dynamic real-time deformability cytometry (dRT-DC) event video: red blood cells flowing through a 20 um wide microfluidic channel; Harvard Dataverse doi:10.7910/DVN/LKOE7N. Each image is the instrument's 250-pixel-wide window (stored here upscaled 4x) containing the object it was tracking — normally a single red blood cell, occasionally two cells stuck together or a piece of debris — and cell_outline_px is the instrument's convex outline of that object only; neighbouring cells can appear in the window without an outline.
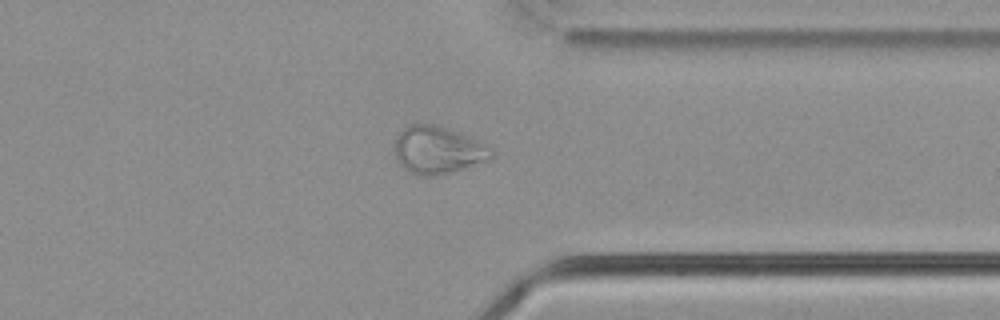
{"species": "common noctule bat (a hibernating species)", "species_latin": "Nyctalus noctula", "temperature_condition": "cold", "stored_images_in_passage": 42, "camera_frame_rate_fps": 3000, "um_per_image_px": 0.085, "animal": {"sex": "male", "body_mass_g": 21.5, "forearm_length_mm": 52.0}, "frame": {"image": 1, "passage_image": 30, "time_ms": 9.667, "image_size_px": [1000, 320], "cell_outline_px": [[496, 156], [488, 160], [452, 172], [436, 176], [424, 176], [408, 172], [396, 160], [396, 136], [408, 124], [436, 124], [488, 144], [492, 148]], "centroid_in_image_um": [37.25, 12.76], "position_along_channel_um": 374.2, "area_um2": 26.88}}
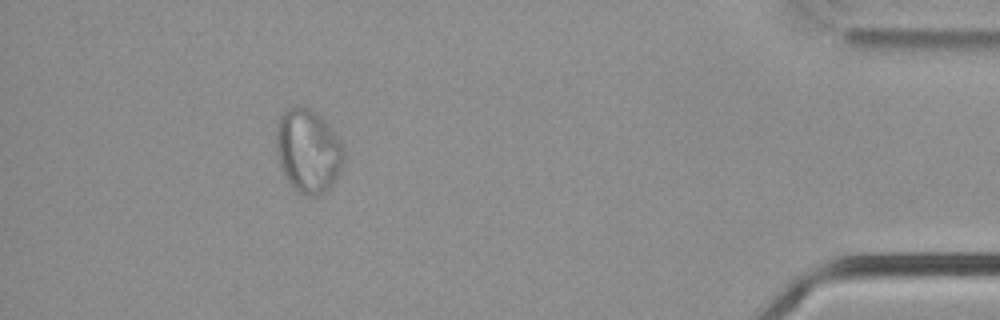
{"frame": {"image": 2, "passage_image": 37, "time_ms": 12.0, "image_size_px": [1000, 320], "cell_outline_px": [[344, 164], [332, 184], [324, 192], [316, 196], [308, 196], [292, 188], [280, 164], [276, 152], [276, 128], [280, 116], [288, 108], [308, 108], [316, 112], [324, 120], [340, 140], [344, 148]], "centroid_in_image_um": [26.2, 12.84], "position_along_channel_um": 409.0, "area_um2": 32.66}}